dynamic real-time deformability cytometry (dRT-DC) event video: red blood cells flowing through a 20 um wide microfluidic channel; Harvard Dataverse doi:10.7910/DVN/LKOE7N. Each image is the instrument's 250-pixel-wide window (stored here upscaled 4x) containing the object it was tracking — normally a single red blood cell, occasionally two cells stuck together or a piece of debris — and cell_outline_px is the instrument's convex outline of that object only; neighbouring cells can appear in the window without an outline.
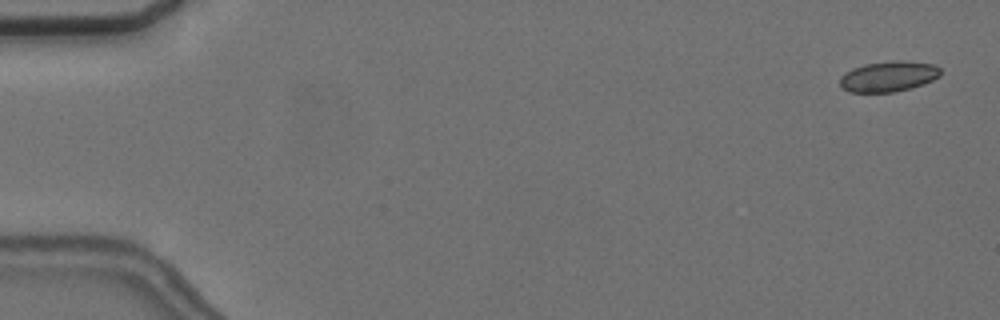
{"species": "common noctule bat (a hibernating species)", "species_latin": "Nyctalus noctula", "temperature_condition": "cold", "stored_images_in_passage": 58, "camera_frame_rate_fps": 3000, "um_per_image_px": 0.085, "animal": {"sex": "female", "body_mass_g": 24.6, "forearm_length_mm": 56.2}, "frame": {"image": 1, "passage_image": 3, "time_ms": 0.667, "image_size_px": [1000, 320], "cell_outline_px": [[940, 76], [932, 80], [908, 88], [892, 92], [848, 92], [840, 88], [840, 76], [844, 72], [852, 68], [864, 64], [896, 60], [900, 60], [936, 64], [940, 68]], "centroid_in_image_um": [75.47, 6.48], "position_along_channel_um": 9.5, "area_um2": 17.92}}
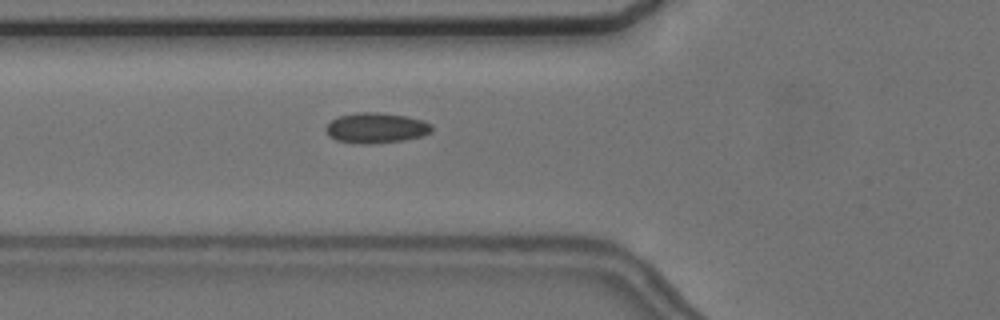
{"frame": {"image": 2, "passage_image": 22, "time_ms": 7.0, "image_size_px": [1000, 320], "cell_outline_px": [[432, 132], [420, 136], [404, 140], [364, 144], [336, 140], [328, 136], [324, 128], [332, 120], [340, 116], [360, 112], [380, 112], [408, 116], [424, 120], [432, 124]], "centroid_in_image_um": [31.99, 10.86], "position_along_channel_um": 93.8, "area_um2": 18.73}}
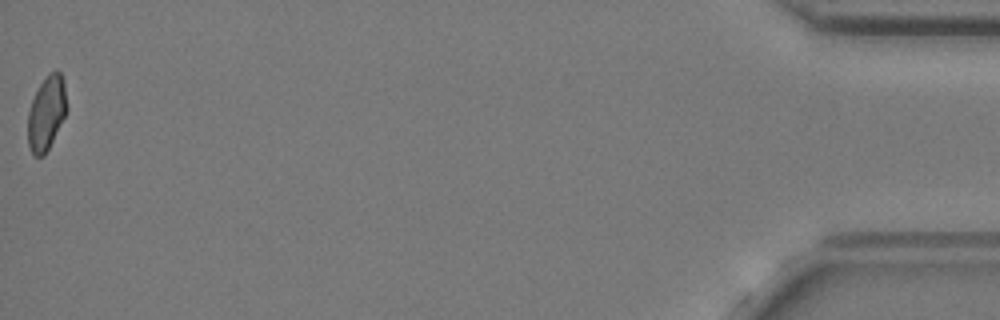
{"frame": {"image": 3, "passage_image": 58, "time_ms": 19.0, "image_size_px": [1000, 320], "cell_outline_px": [[68, 108], [44, 156], [32, 156], [28, 144], [28, 112], [32, 100], [40, 84], [48, 72], [56, 68], [60, 72], [64, 80]], "centroid_in_image_um": [3.96, 9.56], "position_along_channel_um": 431.2, "area_um2": 16.88}, "authors_computed_cell_mechanics": {"area_um2": 17.9758, "velocity_mm_per_s": 3.6318, "shape_relaxation_time_tau1_ms": null, "shape_relaxation_time_tau2_ms": 2.6387, "deformation_change_tau1": null, "deformation_change_tau2": 0.079}}